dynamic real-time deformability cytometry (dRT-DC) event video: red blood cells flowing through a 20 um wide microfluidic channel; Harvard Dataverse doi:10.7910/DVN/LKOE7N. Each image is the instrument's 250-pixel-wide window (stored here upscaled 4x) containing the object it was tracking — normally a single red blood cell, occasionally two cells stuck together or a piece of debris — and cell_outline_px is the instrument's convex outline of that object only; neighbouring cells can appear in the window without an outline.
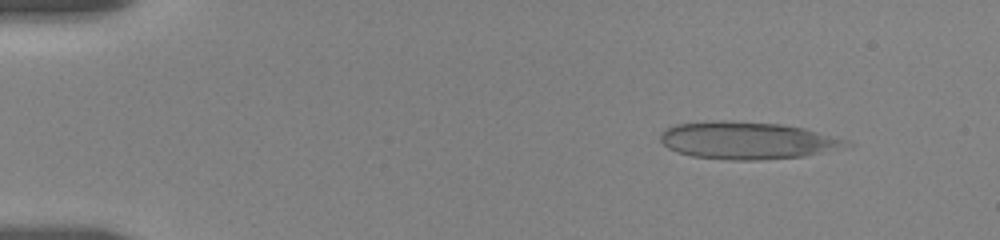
{"species": "human", "species_latin": "Homo sapiens", "temperature_condition": "room temperature", "stored_images_in_passage": 7, "camera_frame_rate_fps": 3000, "um_per_image_px": 0.085, "donor": {"sex": "female"}, "frame": {"image": 1, "passage_image": 3, "time_ms": 2.0, "image_size_px": [1000, 240], "cell_outline_px": [[856, 144], [804, 156], [760, 160], [724, 160], [692, 156], [676, 152], [668, 148], [660, 140], [660, 132], [676, 124], [712, 120], [724, 120], [780, 124], [804, 128], [848, 140]], "centroid_in_image_um": [63.49, 11.94], "position_along_channel_um": 21.5, "area_um2": 40.58}}
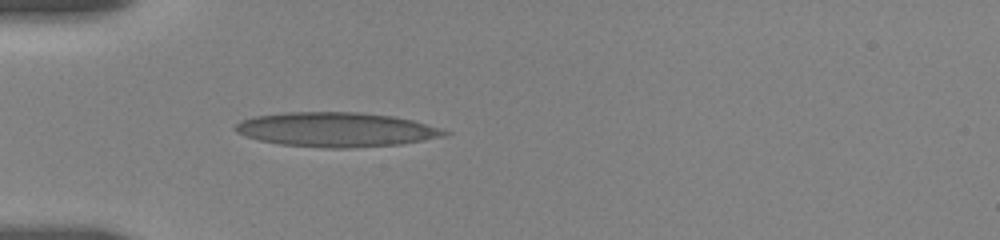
{"frame": {"image": 2, "passage_image": 7, "time_ms": 5.333, "image_size_px": [1000, 240], "cell_outline_px": [[452, 132], [448, 136], [400, 144], [352, 148], [324, 148], [280, 144], [260, 140], [244, 136], [236, 132], [232, 128], [240, 120], [252, 116], [288, 112], [360, 112], [392, 116], [412, 120], [444, 128]], "centroid_in_image_um": [28.6, 11.01], "position_along_channel_um": 56.4, "area_um2": 42.48}}